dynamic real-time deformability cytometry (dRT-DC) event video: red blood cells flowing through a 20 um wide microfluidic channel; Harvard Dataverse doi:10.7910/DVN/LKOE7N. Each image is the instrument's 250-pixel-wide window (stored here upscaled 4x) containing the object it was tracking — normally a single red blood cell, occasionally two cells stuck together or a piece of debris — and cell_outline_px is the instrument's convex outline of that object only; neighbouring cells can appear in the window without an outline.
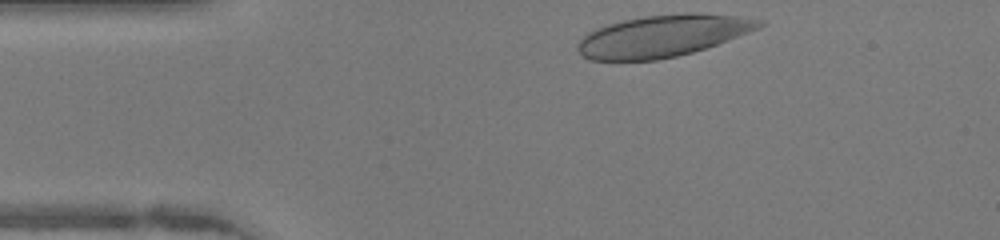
{"species": "human", "species_latin": "Homo sapiens", "temperature_condition": "warm", "stored_images_in_passage": 31, "camera_frame_rate_fps": 3000, "um_per_image_px": 0.085, "donor": {"sex": "female"}, "frame": {"image": 1, "passage_image": 1, "time_ms": 0.0, "image_size_px": [1000, 240], "cell_outline_px": [[764, 24], [760, 28], [716, 44], [692, 52], [676, 56], [656, 60], [588, 60], [576, 48], [576, 44], [588, 32], [596, 28], [608, 24], [624, 20], [644, 16], [684, 12], [696, 12], [736, 16], [764, 20]], "centroid_in_image_um": [56.32, 3.04], "position_along_channel_um": 28.7, "area_um2": 44.1}}
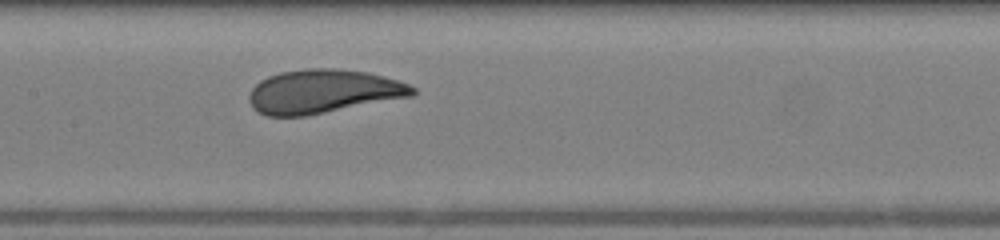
{"frame": {"image": 2, "passage_image": 15, "time_ms": 4.667, "image_size_px": [1000, 240], "cell_outline_px": [[416, 92], [412, 96], [304, 116], [268, 116], [252, 108], [248, 100], [248, 96], [252, 88], [260, 80], [268, 76], [280, 72], [308, 68], [332, 68], [368, 72], [384, 76], [408, 84], [416, 88]], "centroid_in_image_um": [27.44, 7.77], "position_along_channel_um": 180.0, "area_um2": 41.56}}
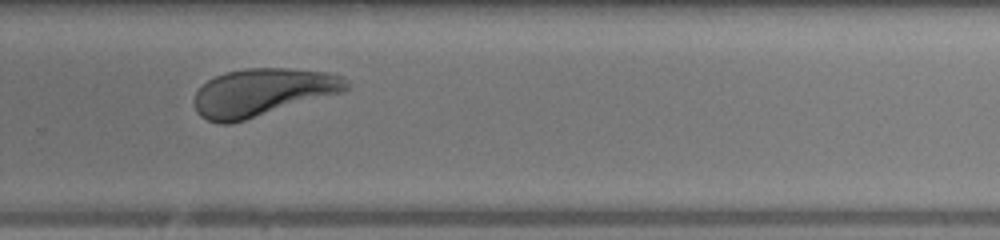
{"frame": {"image": 3, "passage_image": 24, "time_ms": 7.667, "image_size_px": [1000, 240], "cell_outline_px": [[348, 88], [344, 92], [232, 124], [220, 124], [208, 120], [200, 116], [196, 112], [192, 100], [196, 92], [208, 80], [224, 72], [244, 68], [288, 68], [328, 72], [344, 76], [348, 80]], "centroid_in_image_um": [22.32, 7.85], "position_along_channel_um": 307.5, "area_um2": 42.71}, "authors_computed_cell_mechanics": {"area_um2": 42.6564, "velocity_mm_per_s": 4.2738, "shape_relaxation_time_tau1_ms": 2.3462, "shape_relaxation_time_tau2_ms": 0.4339, "deformation_change_tau1": 0.1164, "deformation_change_tau2": 0.0418}}